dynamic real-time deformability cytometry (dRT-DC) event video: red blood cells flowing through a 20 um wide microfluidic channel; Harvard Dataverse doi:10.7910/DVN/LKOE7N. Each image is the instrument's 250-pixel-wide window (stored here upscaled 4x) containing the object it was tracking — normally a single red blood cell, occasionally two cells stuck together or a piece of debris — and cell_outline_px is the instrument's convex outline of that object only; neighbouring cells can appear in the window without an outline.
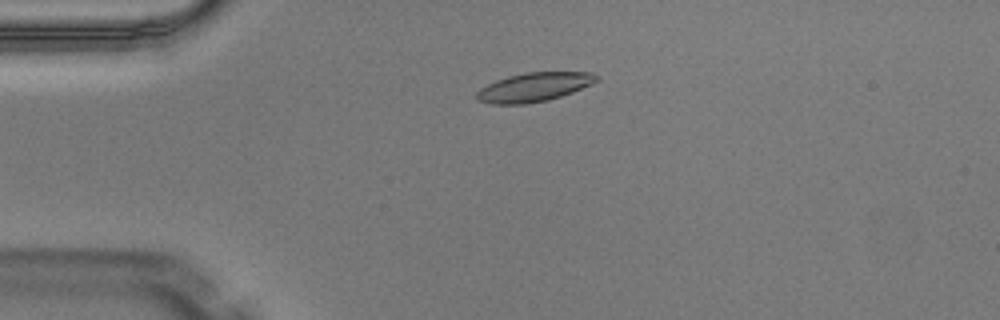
{"species": "Egyptian fruit bat (a non-hibernating species)", "species_latin": "Rousettus aegyptiacus", "temperature_condition": "warm", "stored_images_in_passage": 6, "camera_frame_rate_fps": 3000, "um_per_image_px": 0.085, "animal": {"sex": "male"}, "frame": {"image": 1, "passage_image": 2, "time_ms": 0.333, "image_size_px": [1000, 320], "cell_outline_px": [[600, 76], [592, 84], [572, 92], [548, 100], [524, 104], [492, 104], [476, 100], [476, 92], [480, 88], [496, 80], [508, 76], [524, 72], [592, 72]], "centroid_in_image_um": [45.37, 7.4], "position_along_channel_um": 39.6, "area_um2": 20.23}}
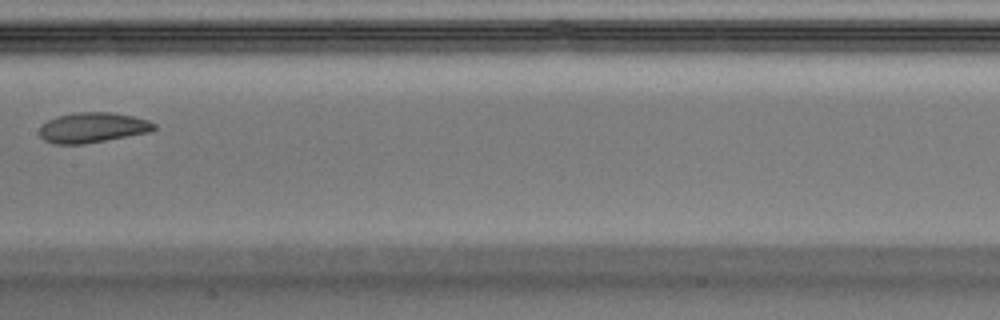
{"frame": {"image": 2, "passage_image": 6, "time_ms": 1.667, "image_size_px": [1000, 320], "cell_outline_px": [[156, 128], [152, 132], [84, 144], [52, 144], [44, 140], [40, 136], [40, 124], [56, 116], [76, 112], [108, 112], [132, 116], [148, 120], [156, 124]], "centroid_in_image_um": [7.86, 10.85], "position_along_channel_um": 199.5, "area_um2": 20.35}}